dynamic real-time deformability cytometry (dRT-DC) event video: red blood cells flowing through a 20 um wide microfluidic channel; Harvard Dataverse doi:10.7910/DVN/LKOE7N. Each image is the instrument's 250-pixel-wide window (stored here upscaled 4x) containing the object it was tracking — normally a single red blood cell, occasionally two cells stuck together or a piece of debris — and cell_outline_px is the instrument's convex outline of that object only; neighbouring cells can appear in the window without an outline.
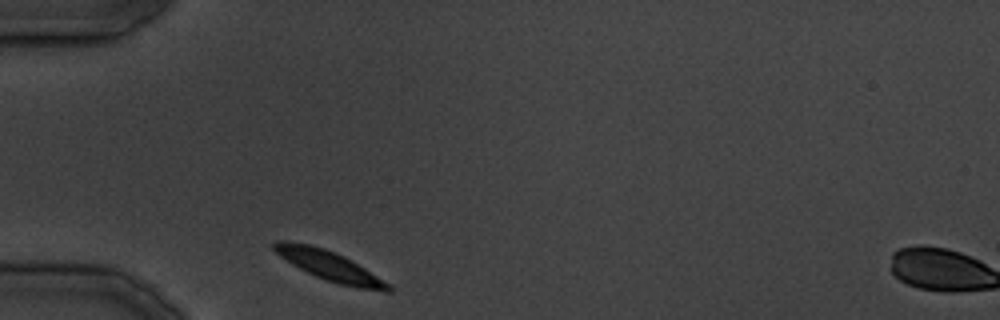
{"species": "common noctule bat (a hibernating species)", "species_latin": "Nyctalus noctula", "temperature_condition": "cold", "stored_images_in_passage": 2, "camera_frame_rate_fps": 3000, "um_per_image_px": 0.085, "animal": {"sex": "male", "body_mass_g": 19.5, "forearm_length_mm": 54.6}, "frame": {"image": 1, "passage_image": 1, "time_ms": 0.0, "image_size_px": [1000, 320], "cell_outline_px": [[392, 292], [384, 292], [356, 288], [340, 284], [316, 276], [292, 264], [280, 256], [272, 248], [272, 244], [276, 240], [284, 240], [312, 244], [324, 248], [344, 256], [392, 284]], "centroid_in_image_um": [28.05, 22.59], "position_along_channel_um": 57.0, "area_um2": 19.88}}